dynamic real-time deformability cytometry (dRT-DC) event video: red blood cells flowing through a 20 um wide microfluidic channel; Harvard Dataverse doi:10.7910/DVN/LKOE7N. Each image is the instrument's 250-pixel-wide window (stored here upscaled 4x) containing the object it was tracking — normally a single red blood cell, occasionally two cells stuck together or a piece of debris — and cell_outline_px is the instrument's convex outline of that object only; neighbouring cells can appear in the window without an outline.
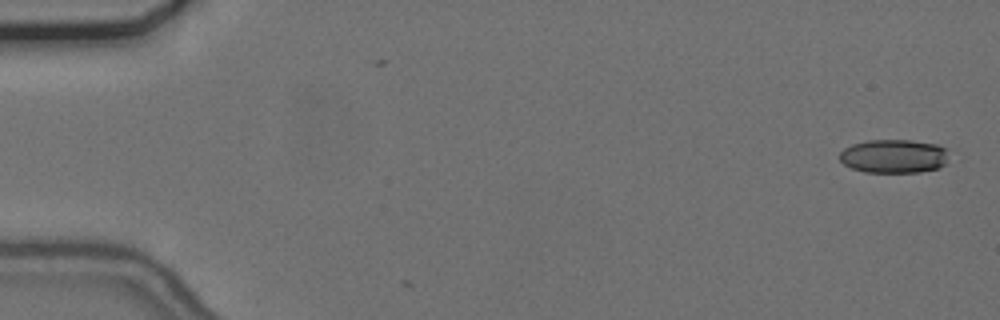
{"species": "common noctule bat (a hibernating species)", "species_latin": "Nyctalus noctula", "temperature_condition": "cold", "stored_images_in_passage": 4, "camera_frame_rate_fps": 3000, "um_per_image_px": 0.085, "animal": {"sex": "female", "body_mass_g": 24.6, "forearm_length_mm": 56.2}, "frame": {"image": 1, "passage_image": 4, "time_ms": 1.0, "image_size_px": [1000, 320], "cell_outline_px": [[944, 164], [936, 168], [920, 172], [864, 172], [852, 168], [844, 164], [840, 160], [840, 152], [844, 148], [852, 144], [868, 140], [912, 140], [936, 144], [944, 148]], "centroid_in_image_um": [75.9, 13.27], "position_along_channel_um": 9.1, "area_um2": 21.1}}